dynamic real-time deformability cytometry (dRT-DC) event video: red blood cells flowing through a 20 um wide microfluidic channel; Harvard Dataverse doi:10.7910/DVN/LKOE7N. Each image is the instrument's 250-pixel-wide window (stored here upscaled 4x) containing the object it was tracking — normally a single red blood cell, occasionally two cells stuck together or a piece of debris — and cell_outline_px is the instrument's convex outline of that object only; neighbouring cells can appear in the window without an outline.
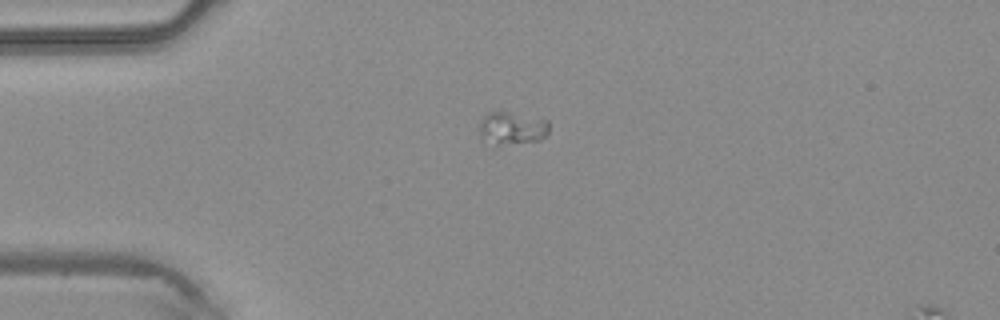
{"species": "common noctule bat (a hibernating species)", "species_latin": "Nyctalus noctula", "temperature_condition": "warm", "stored_images_in_passage": 36, "camera_frame_rate_fps": 3000, "um_per_image_px": 0.085, "animal": {"sex": "male", "body_mass_g": 20.4}, "frame": {"image": 1, "passage_image": 1, "time_ms": 0.0, "image_size_px": [1000, 320], "cell_outline_px": [[548, 136], [540, 140], [500, 144], [496, 144], [480, 136], [480, 124], [484, 116], [488, 112], [504, 112], [548, 120]], "centroid_in_image_um": [43.56, 10.89], "position_along_channel_um": 41.4, "area_um2": 12.77}}
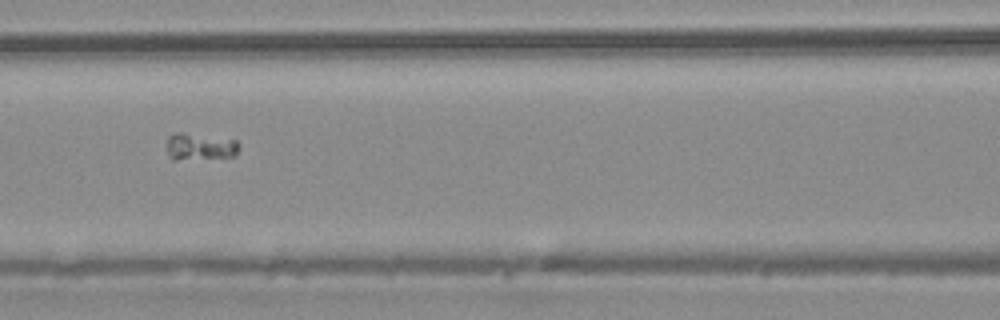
{"frame": {"image": 2, "passage_image": 10, "time_ms": 3.0, "image_size_px": [1000, 320], "cell_outline_px": [[240, 148], [236, 156], [176, 160], [172, 160], [168, 156], [168, 136], [172, 132], [184, 132], [236, 140], [240, 144]], "centroid_in_image_um": [17.0, 12.46], "position_along_channel_um": 149.6, "area_um2": 11.56}}
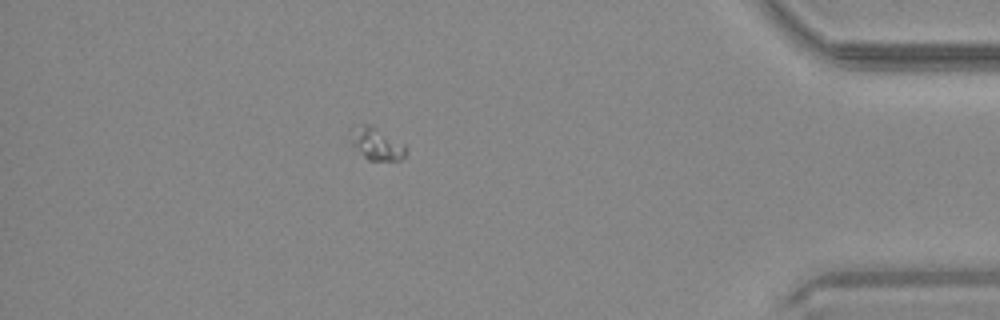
{"frame": {"image": 3, "passage_image": 30, "time_ms": 9.667, "image_size_px": [1000, 320], "cell_outline_px": [[404, 156], [400, 160], [368, 160], [352, 144], [348, 128], [360, 124], [368, 124], [376, 128], [404, 144]], "centroid_in_image_um": [31.93, 12.2], "position_along_channel_um": 403.3, "area_um2": 10.17}}